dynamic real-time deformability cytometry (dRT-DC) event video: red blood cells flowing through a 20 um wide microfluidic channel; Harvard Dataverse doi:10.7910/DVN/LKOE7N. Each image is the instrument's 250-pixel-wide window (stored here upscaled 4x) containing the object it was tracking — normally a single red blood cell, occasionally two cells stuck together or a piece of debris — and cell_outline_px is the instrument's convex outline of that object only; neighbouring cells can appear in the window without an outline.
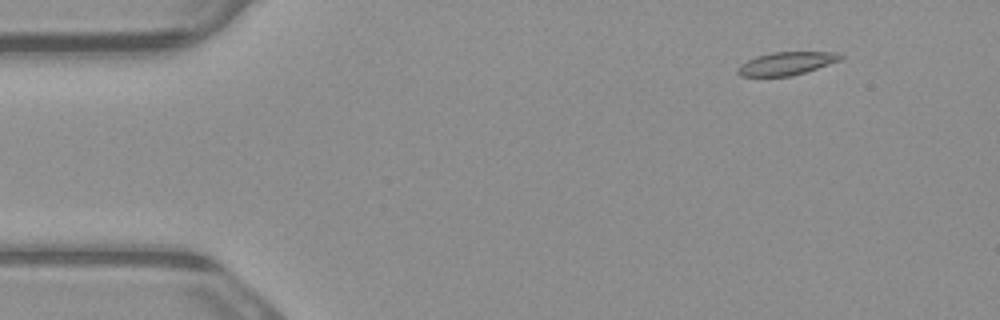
{"species": "common noctule bat (a hibernating species)", "species_latin": "Nyctalus noctula", "temperature_condition": "warm", "stored_images_in_passage": 6, "camera_frame_rate_fps": 3000, "um_per_image_px": 0.085, "animal": {"sex": "male", "body_mass_g": 23.1, "forearm_length_mm": 52.7}, "frame": {"image": 1, "passage_image": 1, "time_ms": 0.0, "image_size_px": [1000, 320], "cell_outline_px": [[844, 56], [840, 60], [792, 76], [740, 76], [736, 72], [736, 68], [740, 64], [756, 56], [772, 52], [836, 52]], "centroid_in_image_um": [66.8, 5.39], "position_along_channel_um": 18.2, "area_um2": 13.7}}
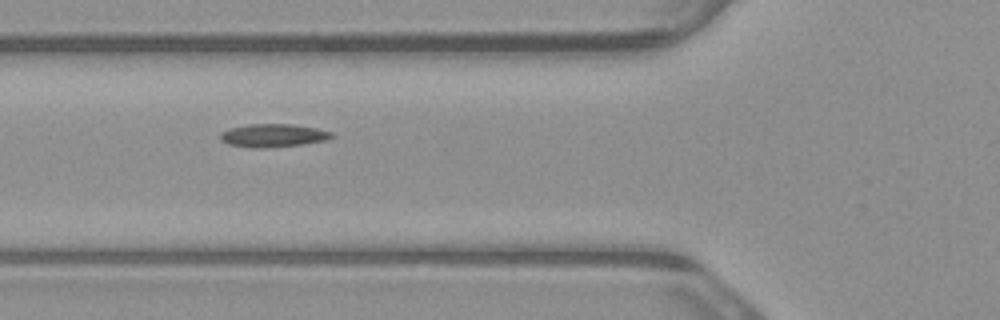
{"frame": {"image": 2, "passage_image": 5, "time_ms": 1.333, "image_size_px": [1000, 320], "cell_outline_px": [[336, 136], [328, 140], [304, 144], [264, 148], [252, 148], [228, 144], [220, 140], [220, 132], [228, 128], [248, 124], [292, 124], [316, 128], [332, 132]], "centroid_in_image_um": [23.22, 11.51], "position_along_channel_um": 102.6, "area_um2": 15.26}}
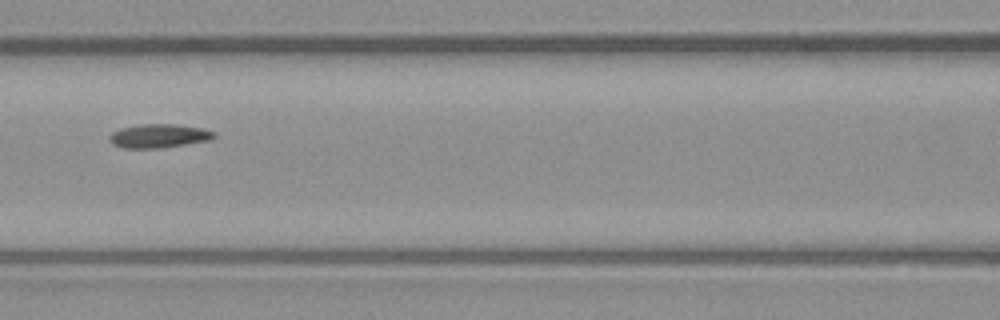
{"frame": {"image": 3, "passage_image": 6, "time_ms": 1.667, "image_size_px": [1000, 320], "cell_outline_px": [[216, 136], [212, 140], [164, 148], [124, 148], [112, 144], [108, 140], [108, 136], [112, 132], [120, 128], [140, 124], [176, 124], [200, 128], [216, 132]], "centroid_in_image_um": [13.5, 11.56], "position_along_channel_um": 153.1, "area_um2": 14.74}}